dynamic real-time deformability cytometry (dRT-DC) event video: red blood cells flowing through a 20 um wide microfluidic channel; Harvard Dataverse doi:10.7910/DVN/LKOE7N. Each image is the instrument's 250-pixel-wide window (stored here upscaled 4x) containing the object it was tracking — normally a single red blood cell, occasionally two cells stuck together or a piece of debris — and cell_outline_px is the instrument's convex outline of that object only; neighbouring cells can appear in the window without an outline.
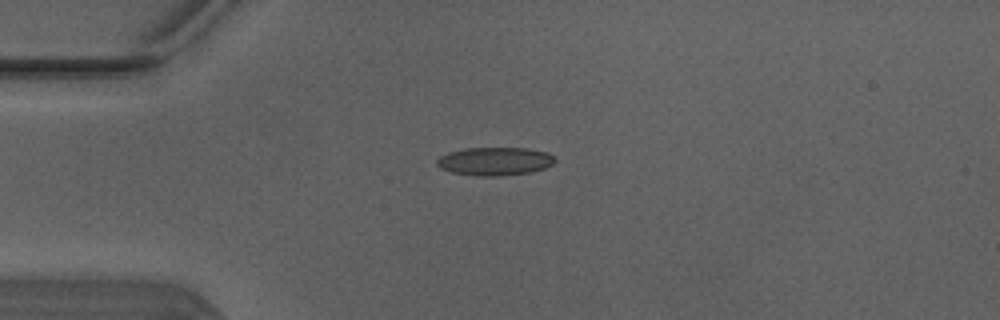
{"species": "Egyptian fruit bat (a non-hibernating species)", "species_latin": "Rousettus aegyptiacus", "temperature_condition": "warm", "stored_images_in_passage": 1, "camera_frame_rate_fps": 3000, "um_per_image_px": 0.085, "animal": {"sex": "male"}, "frame": {"image": 1, "passage_image": 1, "time_ms": 0.0, "image_size_px": [1000, 320], "cell_outline_px": [[556, 160], [552, 164], [544, 168], [532, 172], [500, 176], [476, 176], [452, 172], [440, 168], [436, 164], [436, 160], [440, 156], [448, 152], [464, 148], [528, 148], [548, 152]], "centroid_in_image_um": [42.04, 13.71], "position_along_channel_um": 43.0, "area_um2": 19.54}}